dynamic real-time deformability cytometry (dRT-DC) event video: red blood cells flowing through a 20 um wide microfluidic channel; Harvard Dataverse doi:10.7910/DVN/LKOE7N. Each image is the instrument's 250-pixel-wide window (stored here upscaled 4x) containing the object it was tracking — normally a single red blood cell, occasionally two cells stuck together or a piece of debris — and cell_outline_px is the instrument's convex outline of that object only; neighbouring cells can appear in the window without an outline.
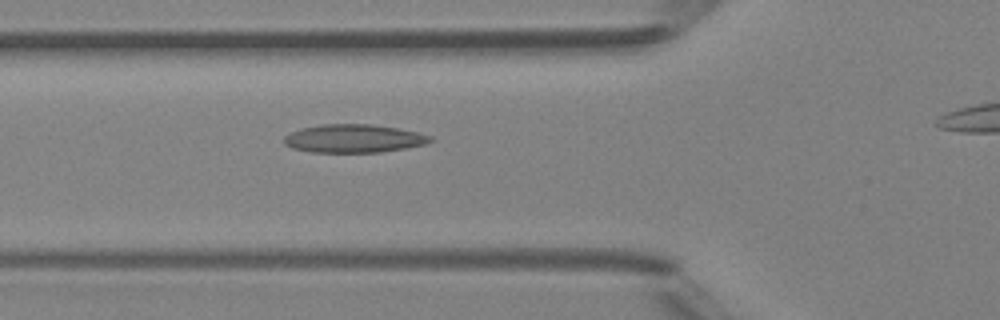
{"species": "Egyptian fruit bat (a non-hibernating species)", "species_latin": "Rousettus aegyptiacus", "temperature_condition": "room temperature", "stored_images_in_passage": 28, "camera_frame_rate_fps": 3000, "um_per_image_px": 0.085, "animal": {"sex": "female"}, "frame": {"image": 1, "passage_image": 3, "time_ms": 0.667, "image_size_px": [1000, 320], "cell_outline_px": [[432, 140], [424, 144], [404, 148], [380, 152], [312, 152], [292, 148], [284, 144], [284, 136], [292, 132], [304, 128], [324, 124], [372, 124], [396, 128], [416, 132], [432, 136]], "centroid_in_image_um": [30.05, 11.77], "position_along_channel_um": 95.7, "area_um2": 23.76}}
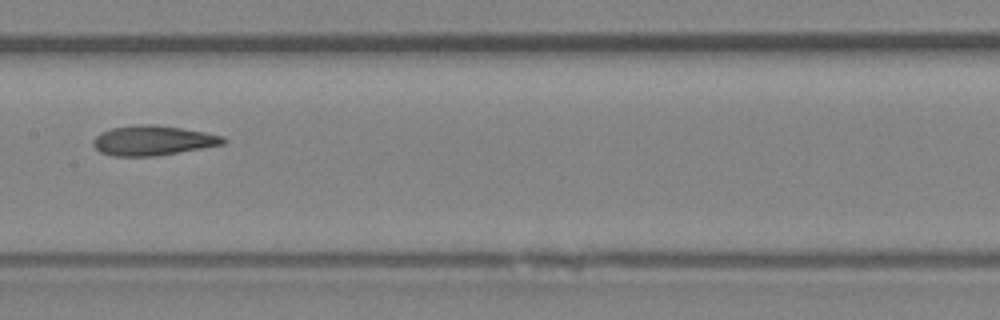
{"frame": {"image": 2, "passage_image": 10, "time_ms": 3.0, "image_size_px": [1000, 320], "cell_outline_px": [[228, 140], [224, 144], [156, 156], [112, 156], [100, 152], [92, 144], [92, 140], [100, 132], [112, 128], [136, 124], [156, 124], [204, 132], [224, 136]], "centroid_in_image_um": [12.98, 11.94], "position_along_channel_um": 194.4, "area_um2": 22.66}}
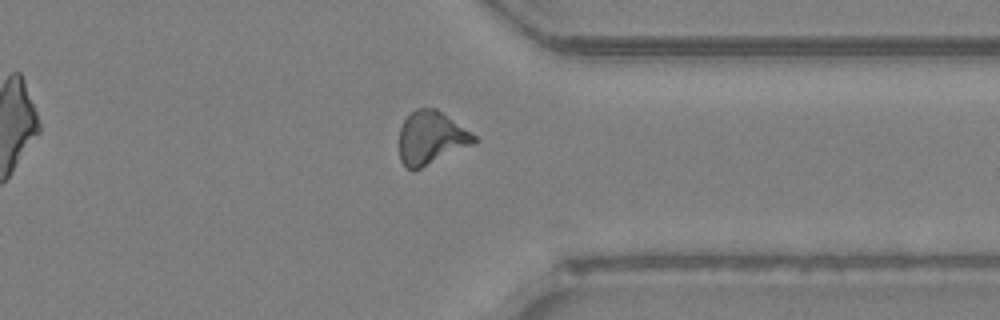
{"frame": {"image": 3, "passage_image": 23, "time_ms": 7.333, "image_size_px": [1000, 320], "cell_outline_px": [[480, 140], [472, 144], [420, 168], [408, 168], [400, 160], [400, 128], [404, 120], [416, 108], [436, 108], [476, 136]], "centroid_in_image_um": [36.64, 11.69], "position_along_channel_um": 374.8, "area_um2": 22.54}, "authors_computed_cell_mechanics": {"area_um2": 22.542, "velocity_mm_per_s": 4.2398, "shape_relaxation_time_tau1_ms": null, "shape_relaxation_time_tau2_ms": 6.0322, "deformation_change_tau1": null, "deformation_change_tau2": 0.1531}}